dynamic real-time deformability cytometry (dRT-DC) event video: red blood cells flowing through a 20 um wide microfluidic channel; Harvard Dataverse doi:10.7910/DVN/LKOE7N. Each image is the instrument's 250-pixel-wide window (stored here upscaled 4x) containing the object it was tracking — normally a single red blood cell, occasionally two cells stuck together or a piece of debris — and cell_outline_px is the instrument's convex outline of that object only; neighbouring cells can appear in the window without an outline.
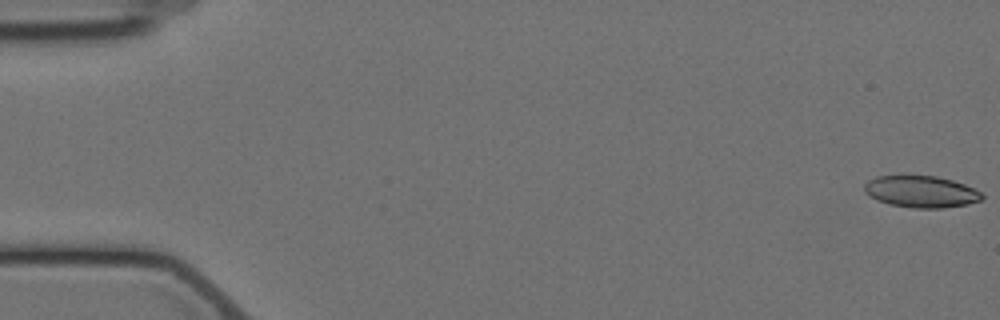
{"species": "Egyptian fruit bat (a non-hibernating species)", "species_latin": "Rousettus aegyptiacus", "temperature_condition": "cold", "stored_images_in_passage": 7, "segment_of_instrument_passage": [1, 2], "camera_frame_rate_fps": 3000, "um_per_image_px": 0.085, "animal": {"sex": "female"}, "frame": {"image": 1, "passage_image": 1, "time_ms": 0.0, "image_size_px": [1000, 320], "cell_outline_px": [[984, 196], [980, 200], [968, 204], [944, 208], [912, 208], [888, 204], [876, 200], [868, 196], [864, 192], [864, 184], [868, 180], [876, 176], [904, 172], [936, 176], [952, 180], [964, 184], [980, 192]], "centroid_in_image_um": [78.2, 16.24], "position_along_channel_um": 6.8, "area_um2": 22.66}}
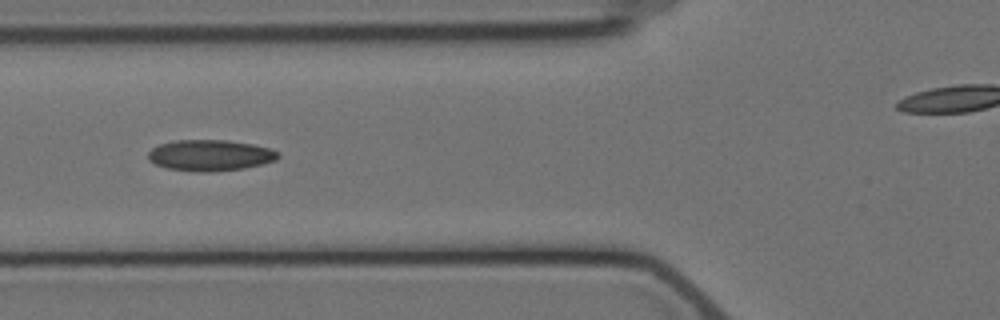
{"frame": {"image": 2, "passage_image": 6, "time_ms": 7.0, "image_size_px": [1000, 320], "cell_outline_px": [[280, 156], [276, 160], [244, 168], [208, 172], [200, 172], [168, 168], [156, 164], [148, 160], [148, 152], [152, 148], [160, 144], [172, 140], [228, 140], [252, 144], [268, 148], [280, 152]], "centroid_in_image_um": [17.85, 13.19], "position_along_channel_um": 107.9, "area_um2": 23.47}}